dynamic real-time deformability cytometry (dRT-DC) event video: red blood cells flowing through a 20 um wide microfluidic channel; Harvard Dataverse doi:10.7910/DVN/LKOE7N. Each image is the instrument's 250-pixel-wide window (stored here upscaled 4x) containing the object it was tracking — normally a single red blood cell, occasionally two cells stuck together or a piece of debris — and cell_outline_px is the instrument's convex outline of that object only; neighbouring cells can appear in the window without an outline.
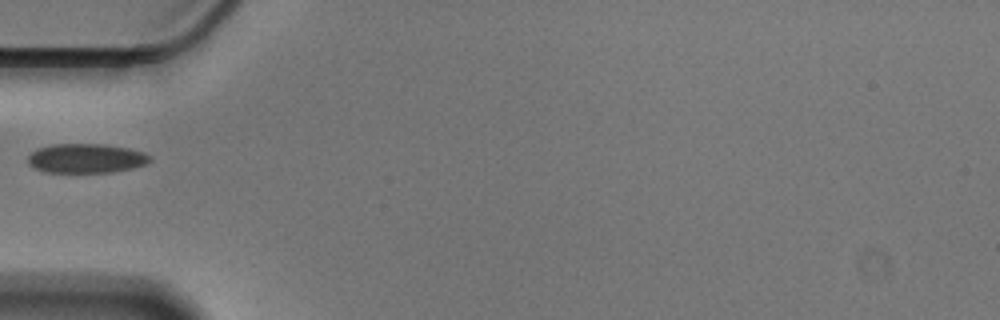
{"species": "Egyptian fruit bat (a non-hibernating species)", "species_latin": "Rousettus aegyptiacus", "temperature_condition": "cold", "stored_images_in_passage": 39, "camera_frame_rate_fps": 3000, "um_per_image_px": 0.085, "animal": {"sex": "male"}, "frame": {"image": 1, "passage_image": 1, "time_ms": 0.0, "image_size_px": [1000, 320], "cell_outline_px": [[144, 160], [136, 164], [120, 168], [80, 172], [68, 172], [44, 168], [36, 164], [32, 160], [32, 156], [36, 152], [48, 148], [112, 148], [132, 152], [144, 156]], "centroid_in_image_um": [7.24, 13.52], "position_along_channel_um": 77.8, "area_um2": 15.43}}
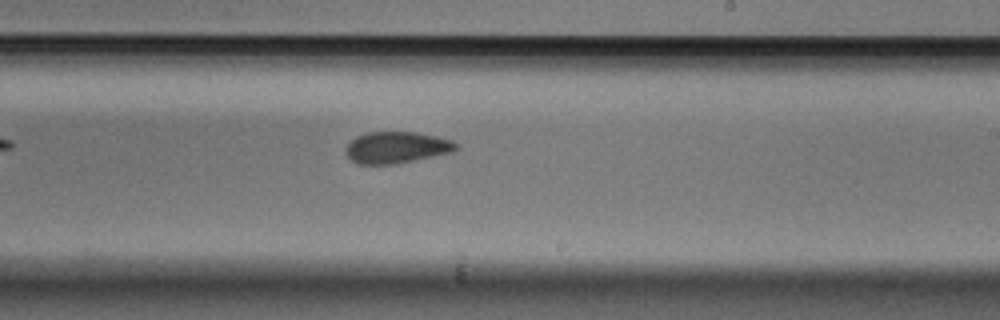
{"frame": {"image": 2, "passage_image": 16, "time_ms": 5.0, "image_size_px": [1000, 320], "cell_outline_px": [[452, 148], [436, 152], [396, 160], [356, 160], [348, 152], [348, 148], [356, 140], [364, 136], [384, 132], [392, 132], [420, 136], [440, 140], [452, 144]], "centroid_in_image_um": [33.54, 12.46], "position_along_channel_um": 255.5, "area_um2": 15.03}}
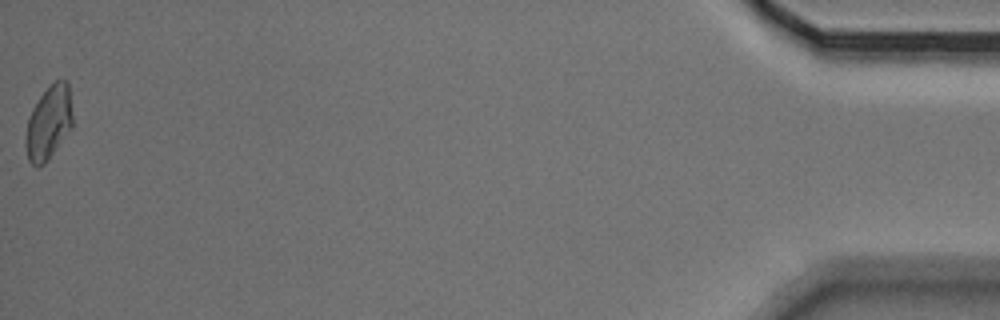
{"frame": {"image": 3, "passage_image": 39, "time_ms": 12.667, "image_size_px": [1000, 320], "cell_outline_px": [[68, 124], [48, 156], [40, 164], [28, 156], [28, 120], [36, 104], [44, 92], [52, 84], [68, 92]], "centroid_in_image_um": [4.03, 10.44], "position_along_channel_um": 431.2, "area_um2": 15.95}}